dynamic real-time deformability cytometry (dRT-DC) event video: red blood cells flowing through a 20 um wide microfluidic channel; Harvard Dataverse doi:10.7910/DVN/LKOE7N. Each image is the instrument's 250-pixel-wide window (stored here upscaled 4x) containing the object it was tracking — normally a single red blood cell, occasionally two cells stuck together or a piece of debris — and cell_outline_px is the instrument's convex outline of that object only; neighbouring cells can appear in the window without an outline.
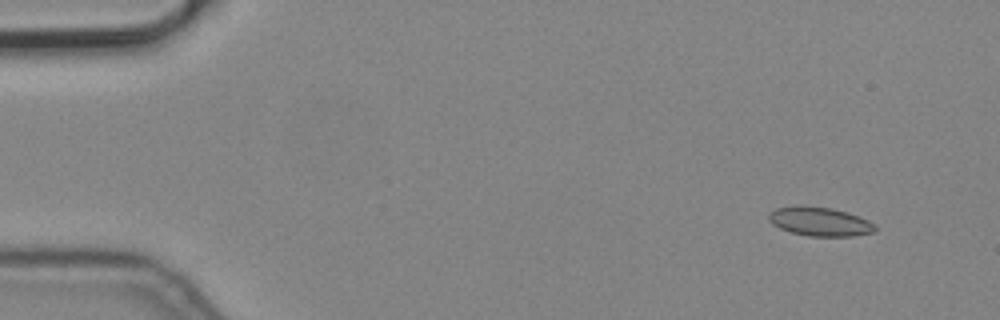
{"species": "common noctule bat (a hibernating species)", "species_latin": "Nyctalus noctula", "temperature_condition": "cold", "stored_images_in_passage": 10, "camera_frame_rate_fps": 3000, "um_per_image_px": 0.085, "animal": {"sex": "male", "body_mass_g": 19.2, "forearm_length_mm": 51.8}, "frame": {"image": 1, "passage_image": 1, "time_ms": 0.0, "image_size_px": [1000, 320], "cell_outline_px": [[876, 232], [852, 236], [808, 236], [792, 232], [780, 228], [772, 224], [768, 220], [768, 212], [776, 208], [800, 204], [832, 208], [848, 212], [868, 220], [876, 228]], "centroid_in_image_um": [69.65, 18.81], "position_along_channel_um": 15.4, "area_um2": 18.15}}
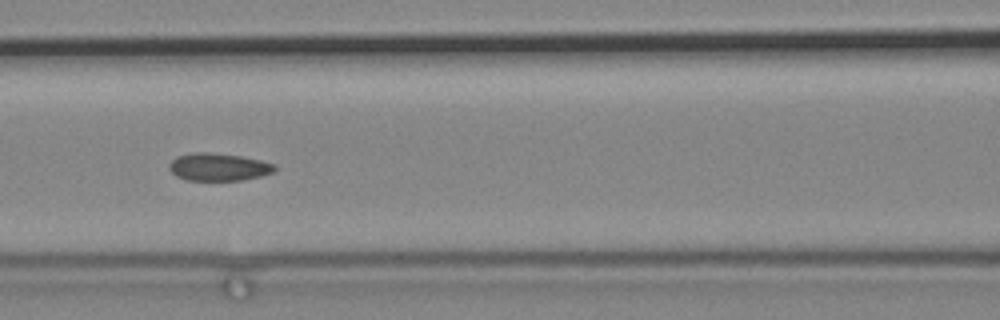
{"frame": {"image": 2, "passage_image": 6, "time_ms": 1.667, "image_size_px": [1000, 320], "cell_outline_px": [[276, 172], [260, 176], [240, 180], [188, 180], [176, 176], [168, 168], [168, 164], [176, 156], [196, 152], [208, 152], [240, 156], [260, 160], [276, 164]], "centroid_in_image_um": [18.58, 14.19], "position_along_channel_um": 148.0, "area_um2": 16.99}}
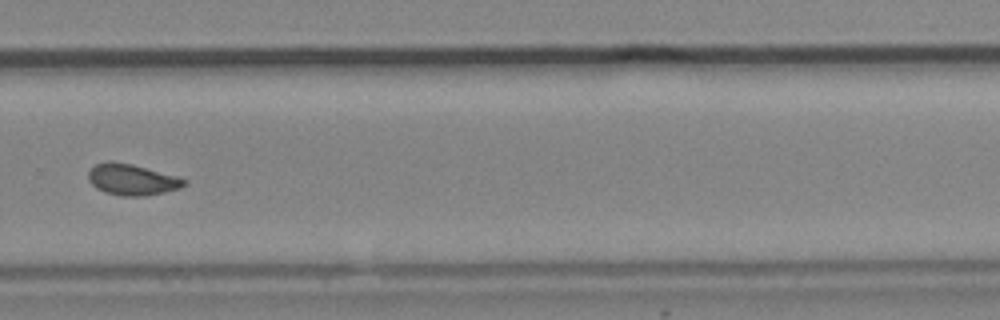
{"frame": {"image": 3, "passage_image": 10, "time_ms": 3.0, "image_size_px": [1000, 320], "cell_outline_px": [[188, 184], [180, 188], [164, 192], [144, 196], [120, 196], [104, 192], [96, 188], [88, 180], [88, 172], [96, 164], [112, 160], [132, 164], [176, 176], [188, 180]], "centroid_in_image_um": [11.22, 15.27], "position_along_channel_um": 318.6, "area_um2": 17.46}}